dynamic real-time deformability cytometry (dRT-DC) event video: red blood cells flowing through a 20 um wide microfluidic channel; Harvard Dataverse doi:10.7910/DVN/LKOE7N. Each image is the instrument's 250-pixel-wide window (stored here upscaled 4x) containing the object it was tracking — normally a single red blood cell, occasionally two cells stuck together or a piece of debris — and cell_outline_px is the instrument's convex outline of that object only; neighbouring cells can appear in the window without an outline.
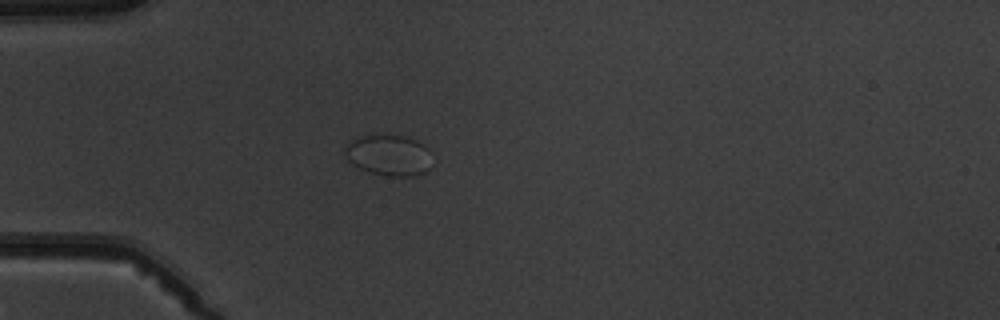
{"species": "common noctule bat (a hibernating species)", "species_latin": "Nyctalus noctula", "temperature_condition": "warm", "stored_images_in_passage": 4, "camera_frame_rate_fps": 3000, "um_per_image_px": 0.085, "animal": {"sex": "male", "body_mass_g": 19.5, "forearm_length_mm": 54.6}, "frame": {"image": 1, "passage_image": 4, "time_ms": 4.333, "image_size_px": [1000, 320], "cell_outline_px": [[432, 152], [428, 168], [424, 172], [412, 176], [388, 176], [372, 172], [360, 168], [352, 164], [348, 160], [344, 152], [344, 148], [352, 140], [360, 136], [404, 136], [416, 140], [428, 148]], "centroid_in_image_um": [33.06, 13.2], "position_along_channel_um": 51.9, "area_um2": 20.46}}